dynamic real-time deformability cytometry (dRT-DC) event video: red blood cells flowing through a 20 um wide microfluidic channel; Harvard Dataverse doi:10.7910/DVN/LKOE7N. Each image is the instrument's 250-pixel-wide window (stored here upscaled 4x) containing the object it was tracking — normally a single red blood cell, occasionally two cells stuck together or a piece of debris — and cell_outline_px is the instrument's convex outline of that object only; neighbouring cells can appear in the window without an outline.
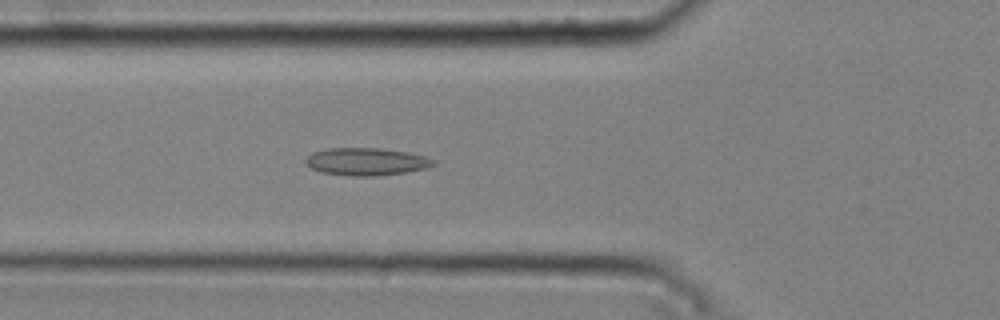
{"species": "common noctule bat (a hibernating species)", "species_latin": "Nyctalus noctula", "temperature_condition": "cold", "stored_images_in_passage": 50, "camera_frame_rate_fps": 3000, "um_per_image_px": 0.085, "animal": {"sex": "male", "body_mass_g": 20.4}, "frame": {"image": 1, "passage_image": 18, "time_ms": 5.667, "image_size_px": [1000, 320], "cell_outline_px": [[436, 164], [424, 168], [404, 172], [372, 176], [352, 176], [320, 172], [312, 168], [304, 160], [312, 152], [328, 148], [380, 148], [408, 152], [424, 156], [436, 160]], "centroid_in_image_um": [31.13, 13.73], "position_along_channel_um": 94.7, "area_um2": 20.35}}
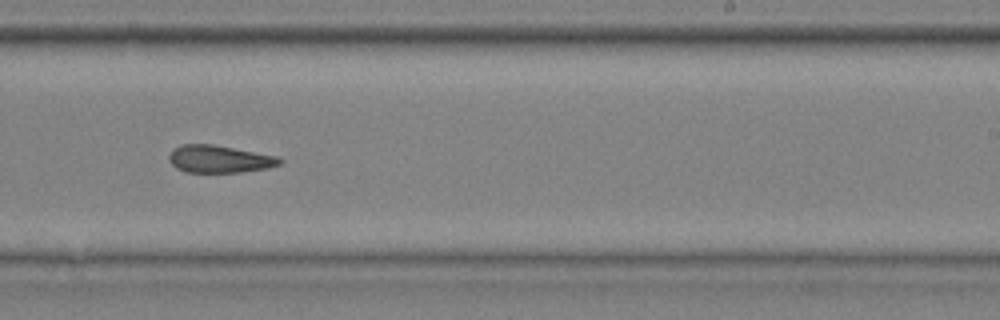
{"frame": {"image": 2, "passage_image": 32, "time_ms": 10.333, "image_size_px": [1000, 320], "cell_outline_px": [[284, 160], [280, 164], [268, 168], [240, 172], [184, 172], [176, 168], [168, 160], [168, 156], [172, 148], [180, 144], [212, 144], [280, 156]], "centroid_in_image_um": [18.64, 13.51], "position_along_channel_um": 270.4, "area_um2": 17.98}}
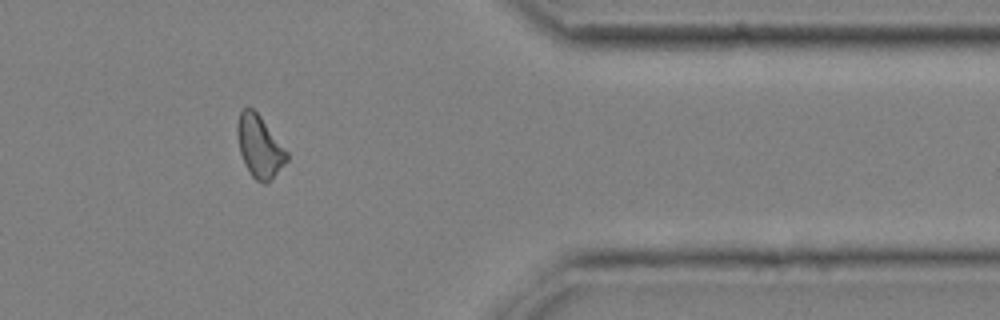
{"frame": {"image": 3, "passage_image": 43, "time_ms": 14.0, "image_size_px": [1000, 320], "cell_outline_px": [[288, 160], [268, 184], [264, 184], [256, 180], [252, 176], [240, 152], [236, 132], [236, 124], [240, 112], [248, 104], [260, 116], [288, 152]], "centroid_in_image_um": [22.06, 12.44], "position_along_channel_um": 389.3, "area_um2": 17.86}}